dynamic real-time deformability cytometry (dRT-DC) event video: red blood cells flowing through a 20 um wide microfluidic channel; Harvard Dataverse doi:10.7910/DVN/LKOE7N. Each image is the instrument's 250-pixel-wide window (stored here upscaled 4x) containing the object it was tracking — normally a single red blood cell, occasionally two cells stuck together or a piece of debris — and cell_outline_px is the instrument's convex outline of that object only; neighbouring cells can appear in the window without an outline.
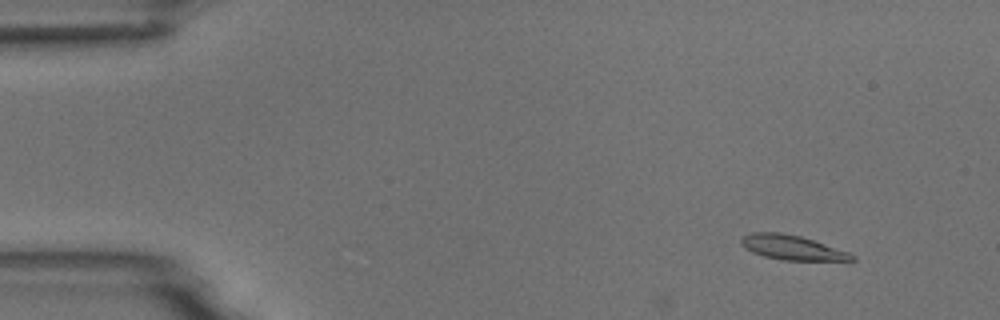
{"species": "common noctule bat (a hibernating species)", "species_latin": "Nyctalus noctula", "temperature_condition": "room temperature", "stored_images_in_passage": 6, "camera_frame_rate_fps": 3000, "um_per_image_px": 0.085, "animal": {"sex": "male", "body_mass_g": 18.8}, "frame": {"image": 1, "passage_image": 2, "time_ms": 1.333, "image_size_px": [1000, 320], "cell_outline_px": [[856, 260], [784, 260], [764, 256], [752, 252], [744, 248], [740, 244], [740, 240], [744, 236], [752, 232], [780, 232], [800, 236], [848, 252], [856, 256]], "centroid_in_image_um": [67.28, 21.04], "position_along_channel_um": 17.7, "area_um2": 15.66}}
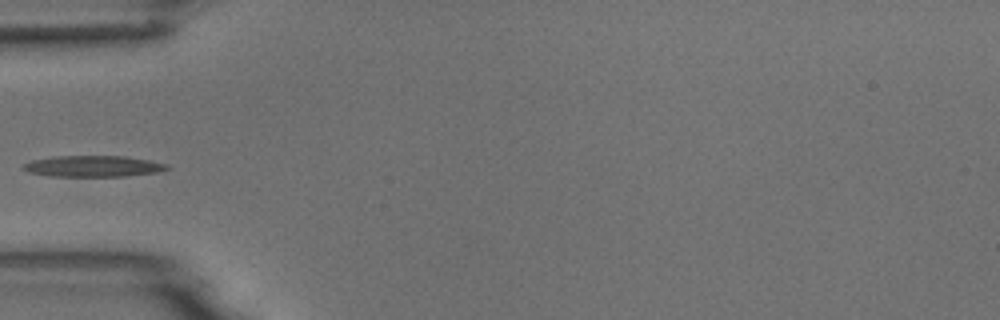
{"frame": {"image": 2, "passage_image": 5, "time_ms": 5.667, "image_size_px": [1000, 320], "cell_outline_px": [[172, 168], [156, 172], [124, 176], [52, 176], [28, 172], [20, 168], [24, 164], [32, 160], [52, 156], [124, 156], [148, 160], [168, 164]], "centroid_in_image_um": [7.9, 14.12], "position_along_channel_um": 77.1, "area_um2": 17.69}}